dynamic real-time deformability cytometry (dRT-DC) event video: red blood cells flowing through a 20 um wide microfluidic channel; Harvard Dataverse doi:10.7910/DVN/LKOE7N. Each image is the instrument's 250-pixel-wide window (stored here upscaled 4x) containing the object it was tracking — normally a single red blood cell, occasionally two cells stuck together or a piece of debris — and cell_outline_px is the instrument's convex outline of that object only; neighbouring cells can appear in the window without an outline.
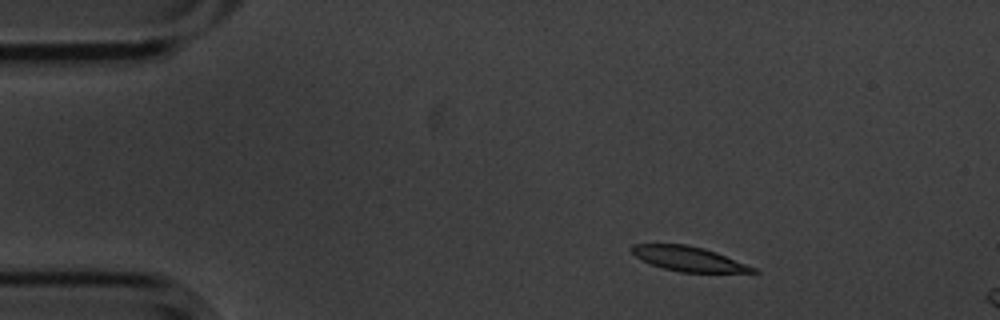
{"species": "common noctule bat (a hibernating species)", "species_latin": "Nyctalus noctula", "temperature_condition": "cold", "stored_images_in_passage": 3, "camera_frame_rate_fps": 3000, "um_per_image_px": 0.085, "animal": {"sex": "male", "body_mass_g": 20.1, "forearm_length_mm": 53.5}, "frame": {"image": 1, "passage_image": 1, "time_ms": 0.0, "image_size_px": [1000, 320], "cell_outline_px": [[760, 272], [680, 272], [664, 268], [652, 264], [636, 256], [628, 248], [632, 244], [684, 244], [704, 248], [716, 252], [756, 268]], "centroid_in_image_um": [58.51, 21.99], "position_along_channel_um": 26.5, "area_um2": 17.17}}